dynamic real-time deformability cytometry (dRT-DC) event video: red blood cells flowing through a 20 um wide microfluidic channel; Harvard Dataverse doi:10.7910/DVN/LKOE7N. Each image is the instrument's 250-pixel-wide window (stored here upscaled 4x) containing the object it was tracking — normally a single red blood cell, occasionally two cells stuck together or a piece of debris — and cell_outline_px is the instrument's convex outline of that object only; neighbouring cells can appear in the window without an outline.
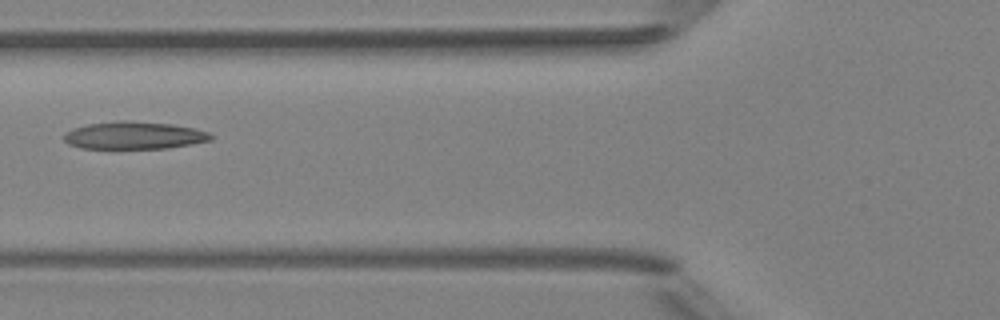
{"species": "Egyptian fruit bat (a non-hibernating species)", "species_latin": "Rousettus aegyptiacus", "temperature_condition": "room temperature", "stored_images_in_passage": 7, "camera_frame_rate_fps": 3000, "um_per_image_px": 0.085, "animal": {"sex": "female"}, "frame": {"image": 1, "passage_image": 6, "time_ms": 5.667, "image_size_px": [1000, 320], "cell_outline_px": [[212, 140], [192, 144], [168, 148], [80, 148], [68, 144], [64, 140], [64, 132], [72, 128], [88, 124], [120, 120], [124, 120], [172, 124], [196, 128], [208, 132], [212, 136]], "centroid_in_image_um": [11.39, 11.5], "position_along_channel_um": 114.4, "area_um2": 23.64}}
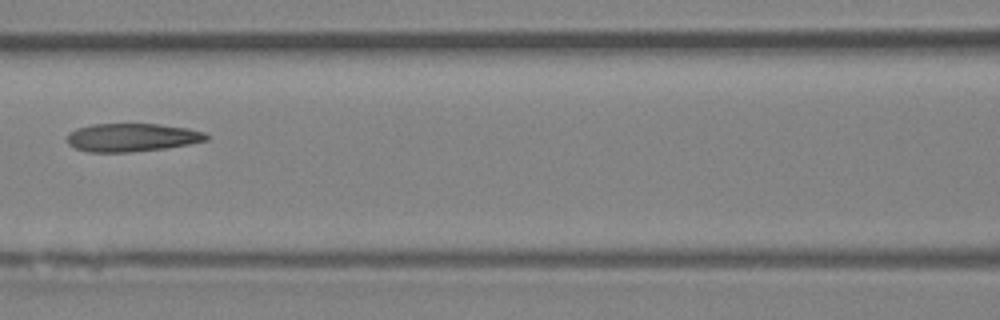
{"frame": {"image": 2, "passage_image": 7, "time_ms": 6.667, "image_size_px": [1000, 320], "cell_outline_px": [[208, 140], [188, 144], [164, 148], [128, 152], [88, 152], [76, 148], [68, 144], [68, 132], [76, 128], [92, 124], [160, 124], [188, 128], [204, 132], [208, 136]], "centroid_in_image_um": [11.2, 11.67], "position_along_channel_um": 155.4, "area_um2": 22.83}}